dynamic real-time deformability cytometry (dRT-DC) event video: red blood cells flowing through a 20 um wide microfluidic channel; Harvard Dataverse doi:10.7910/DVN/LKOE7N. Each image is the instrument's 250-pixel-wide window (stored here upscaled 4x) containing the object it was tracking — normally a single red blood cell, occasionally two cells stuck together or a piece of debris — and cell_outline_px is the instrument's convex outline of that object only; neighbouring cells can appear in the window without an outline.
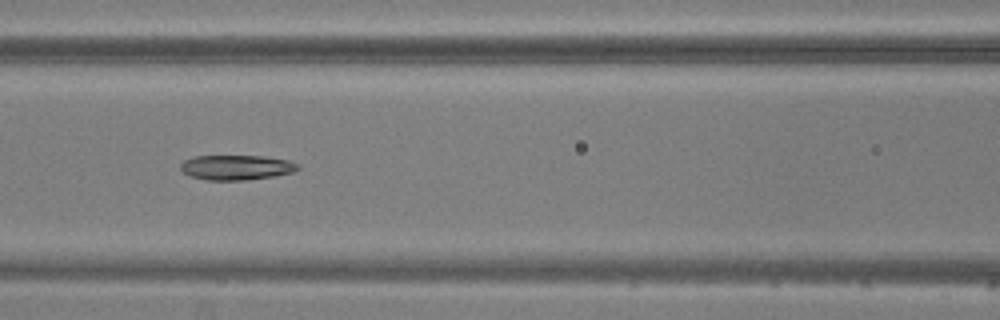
{"species": "common noctule bat (a hibernating species)", "species_latin": "Nyctalus noctula", "temperature_condition": "warm", "stored_images_in_passage": 6, "camera_frame_rate_fps": 3000, "um_per_image_px": 0.085, "animal": {"sex": "male", "body_mass_g": 20.5, "forearm_length_mm": 52.5}, "frame": {"image": 1, "passage_image": 6, "time_ms": 5.667, "image_size_px": [1000, 320], "cell_outline_px": [[300, 168], [296, 172], [276, 176], [244, 180], [208, 180], [192, 176], [184, 172], [180, 168], [180, 164], [184, 160], [192, 156], [264, 156], [288, 160], [300, 164]], "centroid_in_image_um": [20.15, 14.23], "position_along_channel_um": 146.5, "area_um2": 17.17}}